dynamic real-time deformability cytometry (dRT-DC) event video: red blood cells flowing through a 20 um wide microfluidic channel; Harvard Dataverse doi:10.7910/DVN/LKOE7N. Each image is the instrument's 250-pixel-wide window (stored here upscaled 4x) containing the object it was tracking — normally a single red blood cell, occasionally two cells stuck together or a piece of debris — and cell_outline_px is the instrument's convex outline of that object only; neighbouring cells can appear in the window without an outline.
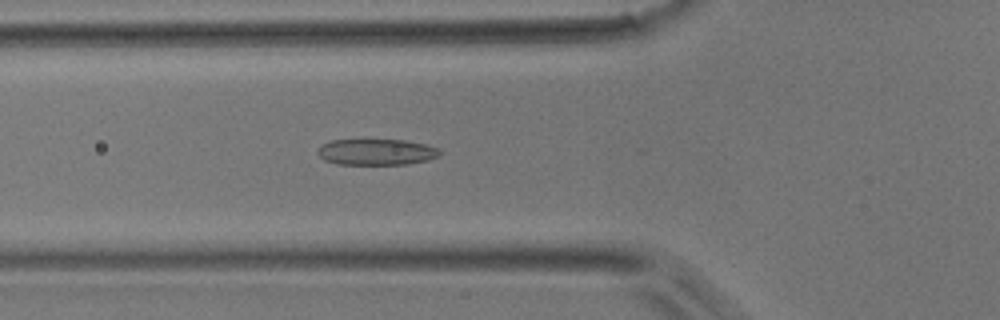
{"species": "common noctule bat (a hibernating species)", "species_latin": "Nyctalus noctula", "temperature_condition": "room temperature", "stored_images_in_passage": 28, "camera_frame_rate_fps": 3000, "um_per_image_px": 0.085, "animal": {"sex": "male", "body_mass_g": 17.9}, "frame": {"image": 1, "passage_image": 7, "time_ms": 2.0, "image_size_px": [1000, 320], "cell_outline_px": [[440, 156], [428, 160], [408, 164], [336, 164], [324, 160], [316, 152], [324, 144], [332, 140], [364, 136], [404, 140], [424, 144], [440, 148]], "centroid_in_image_um": [31.98, 12.86], "position_along_channel_um": 93.8, "area_um2": 19.54}}
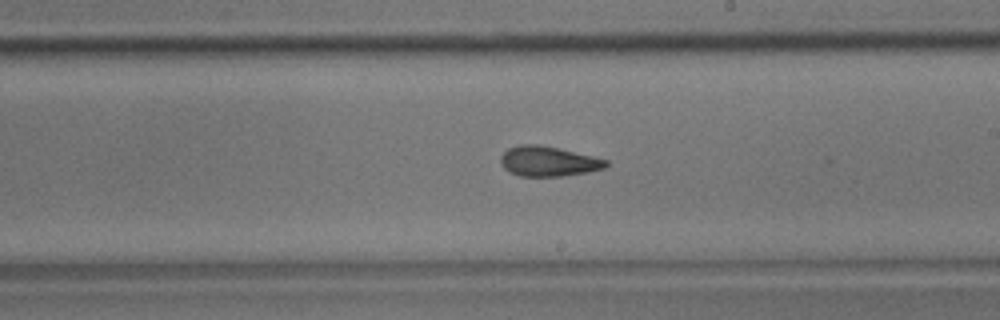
{"frame": {"image": 2, "passage_image": 18, "time_ms": 5.667, "image_size_px": [1000, 320], "cell_outline_px": [[608, 164], [604, 168], [588, 172], [560, 176], [520, 176], [504, 168], [500, 164], [500, 156], [508, 148], [520, 144], [536, 144], [556, 148], [592, 156], [608, 160]], "centroid_in_image_um": [46.58, 13.71], "position_along_channel_um": 242.4, "area_um2": 18.21}}
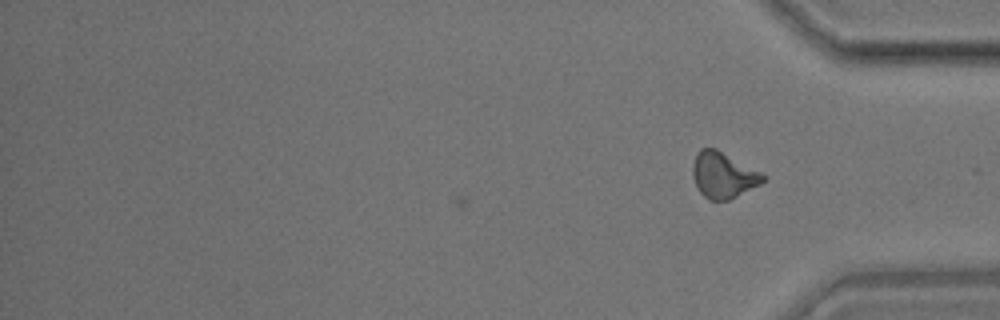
{"frame": {"image": 3, "passage_image": 28, "time_ms": 9.0, "image_size_px": [1000, 320], "cell_outline_px": [[768, 176], [760, 184], [728, 200], [708, 200], [696, 188], [692, 176], [692, 168], [696, 156], [700, 148], [716, 148]], "centroid_in_image_um": [61.45, 14.89], "position_along_channel_um": 373.7, "area_um2": 18.73}}